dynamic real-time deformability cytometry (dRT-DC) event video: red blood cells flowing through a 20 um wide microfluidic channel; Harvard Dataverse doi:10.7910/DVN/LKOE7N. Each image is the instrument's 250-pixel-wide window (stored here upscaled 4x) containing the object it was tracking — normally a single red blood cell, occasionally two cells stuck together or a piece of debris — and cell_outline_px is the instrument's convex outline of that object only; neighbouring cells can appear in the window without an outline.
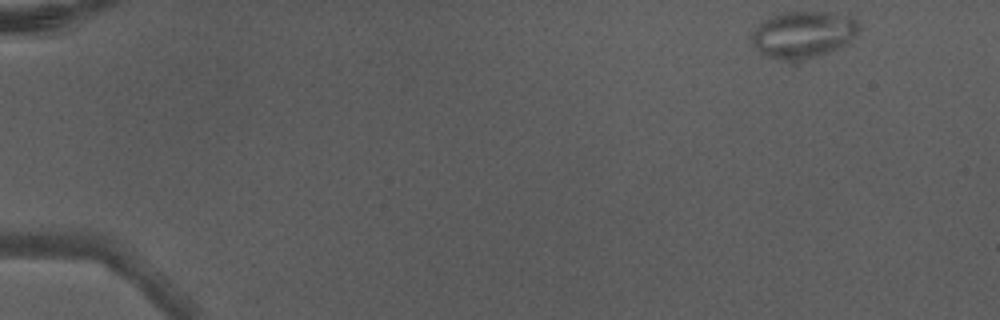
{"species": "Egyptian fruit bat (a non-hibernating species)", "species_latin": "Rousettus aegyptiacus", "temperature_condition": "warm", "stored_images_in_passage": 5, "camera_frame_rate_fps": 3000, "um_per_image_px": 0.085, "animal": {"sex": "male"}, "frame": {"image": 1, "passage_image": 1, "time_ms": 0.0, "image_size_px": [1000, 320], "cell_outline_px": [[860, 28], [852, 40], [848, 44], [828, 52], [812, 56], [764, 56], [756, 48], [752, 40], [752, 32], [760, 24], [772, 16], [780, 12], [824, 12], [852, 16], [860, 24]], "centroid_in_image_um": [68.34, 2.86], "position_along_channel_um": 16.7, "area_um2": 28.09}}